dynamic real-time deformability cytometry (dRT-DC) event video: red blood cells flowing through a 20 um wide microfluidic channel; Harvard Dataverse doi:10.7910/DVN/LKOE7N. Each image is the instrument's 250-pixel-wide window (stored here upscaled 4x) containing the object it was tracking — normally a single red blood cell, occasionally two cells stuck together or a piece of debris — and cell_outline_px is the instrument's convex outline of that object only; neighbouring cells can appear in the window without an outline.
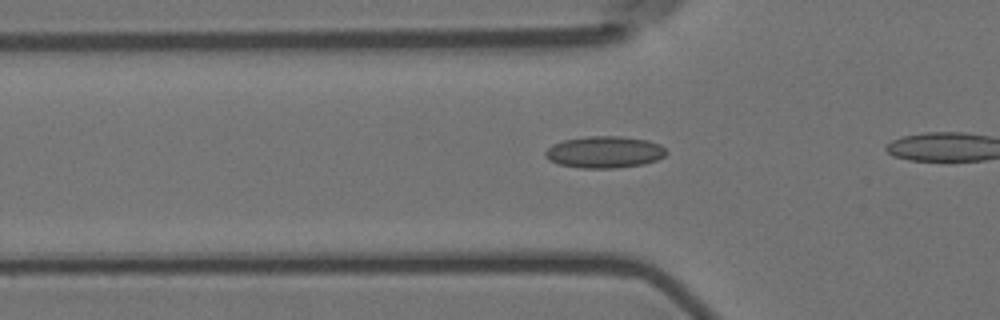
{"species": "Egyptian fruit bat (a non-hibernating species)", "species_latin": "Rousettus aegyptiacus", "temperature_condition": "room temperature", "stored_images_in_passage": 28, "camera_frame_rate_fps": 3000, "um_per_image_px": 0.085, "animal": {"sex": "female"}, "frame": {"image": 1, "passage_image": 2, "time_ms": 0.333, "image_size_px": [1000, 320], "cell_outline_px": [[668, 152], [664, 156], [656, 160], [644, 164], [612, 168], [584, 168], [560, 164], [544, 156], [544, 152], [552, 144], [564, 140], [588, 136], [620, 136], [648, 140], [660, 144]], "centroid_in_image_um": [51.4, 12.91], "position_along_channel_um": 74.4, "area_um2": 22.25}}
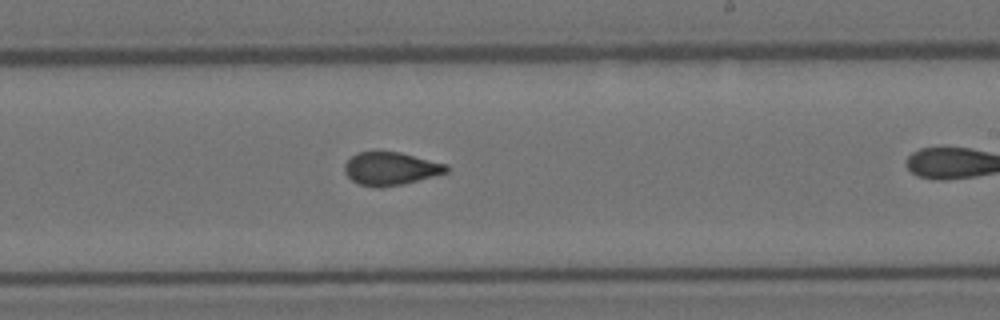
{"frame": {"image": 2, "passage_image": 17, "time_ms": 5.333, "image_size_px": [1000, 320], "cell_outline_px": [[448, 172], [400, 184], [380, 188], [376, 188], [360, 184], [352, 180], [344, 172], [344, 164], [356, 152], [400, 152], [448, 164]], "centroid_in_image_um": [33.19, 14.32], "position_along_channel_um": 255.8, "area_um2": 19.42}}
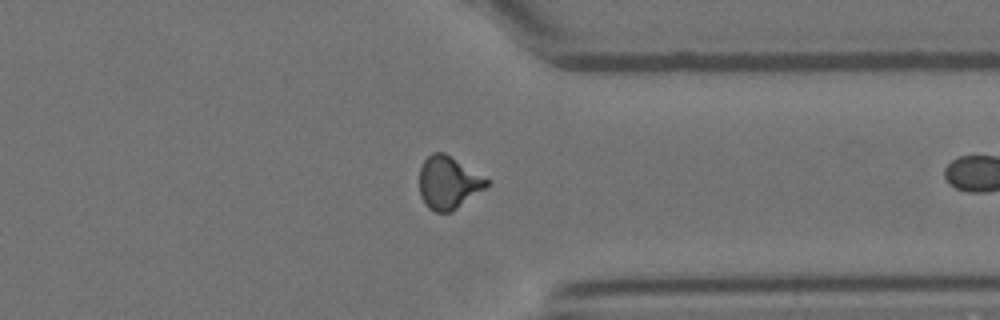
{"frame": {"image": 3, "passage_image": 27, "time_ms": 8.667, "image_size_px": [1000, 320], "cell_outline_px": [[488, 184], [484, 188], [452, 212], [436, 212], [428, 208], [424, 204], [420, 196], [420, 168], [424, 160], [432, 152], [444, 152], [488, 180]], "centroid_in_image_um": [38.06, 15.54], "position_along_channel_um": 373.3, "area_um2": 20.29}}